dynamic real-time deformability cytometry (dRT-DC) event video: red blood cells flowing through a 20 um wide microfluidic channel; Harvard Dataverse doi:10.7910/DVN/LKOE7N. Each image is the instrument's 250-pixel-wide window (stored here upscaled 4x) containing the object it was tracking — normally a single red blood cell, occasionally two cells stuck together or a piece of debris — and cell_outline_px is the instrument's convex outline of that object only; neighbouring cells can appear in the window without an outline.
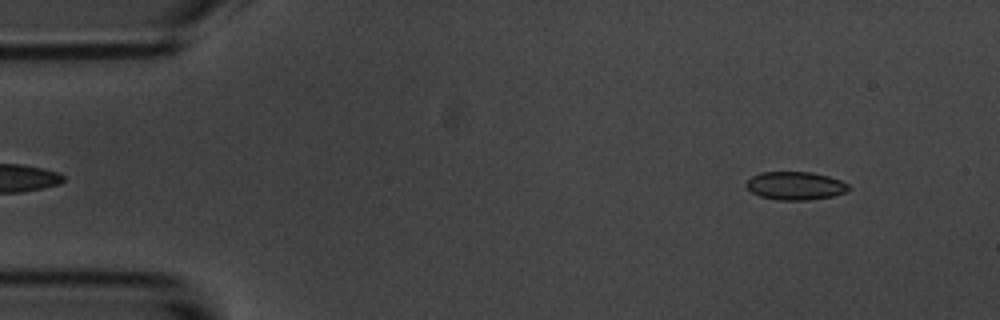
{"species": "common noctule bat (a hibernating species)", "species_latin": "Nyctalus noctula", "temperature_condition": "room temperature", "stored_images_in_passage": 52, "camera_frame_rate_fps": 3000, "um_per_image_px": 0.085, "animal": {"sex": "male", "body_mass_g": 20.1, "forearm_length_mm": 53.5}, "frame": {"image": 1, "passage_image": 3, "time_ms": 0.667, "image_size_px": [1000, 320], "cell_outline_px": [[852, 188], [848, 192], [832, 196], [808, 200], [780, 200], [760, 196], [752, 192], [744, 184], [752, 176], [760, 172], [812, 172], [828, 176], [840, 180], [848, 184]], "centroid_in_image_um": [67.63, 15.79], "position_along_channel_um": 17.4, "area_um2": 16.88}}
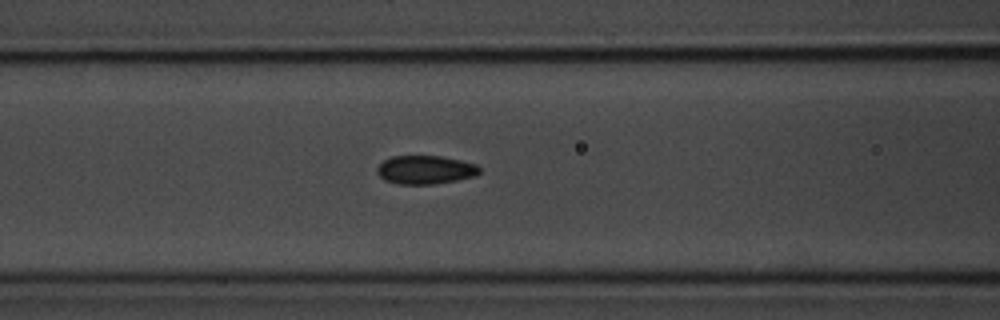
{"frame": {"image": 2, "passage_image": 20, "time_ms": 6.333, "image_size_px": [1000, 320], "cell_outline_px": [[480, 172], [476, 176], [456, 180], [432, 184], [396, 184], [384, 180], [376, 172], [376, 168], [384, 160], [392, 156], [440, 156], [460, 160], [476, 164], [480, 168]], "centroid_in_image_um": [36.14, 14.43], "position_along_channel_um": 130.5, "area_um2": 17.05}}
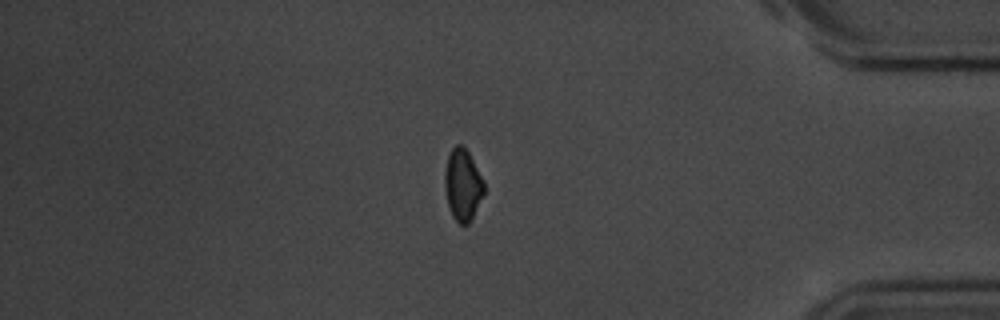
{"frame": {"image": 3, "passage_image": 45, "time_ms": 14.667, "image_size_px": [1000, 320], "cell_outline_px": [[484, 192], [472, 220], [468, 224], [460, 224], [452, 216], [448, 204], [444, 188], [444, 172], [448, 156], [452, 148], [456, 144], [464, 144], [484, 180]], "centroid_in_image_um": [39.33, 15.69], "position_along_channel_um": 395.9, "area_um2": 16.59}, "authors_computed_cell_mechanics": {"area_um2": 17.051, "velocity_mm_per_s": 3.5632, "shape_relaxation_time_tau1_ms": 3.568, "shape_relaxation_time_tau2_ms": 2.8181, "deformation_change_tau1": 0.0768, "deformation_change_tau2": 0.0574}}